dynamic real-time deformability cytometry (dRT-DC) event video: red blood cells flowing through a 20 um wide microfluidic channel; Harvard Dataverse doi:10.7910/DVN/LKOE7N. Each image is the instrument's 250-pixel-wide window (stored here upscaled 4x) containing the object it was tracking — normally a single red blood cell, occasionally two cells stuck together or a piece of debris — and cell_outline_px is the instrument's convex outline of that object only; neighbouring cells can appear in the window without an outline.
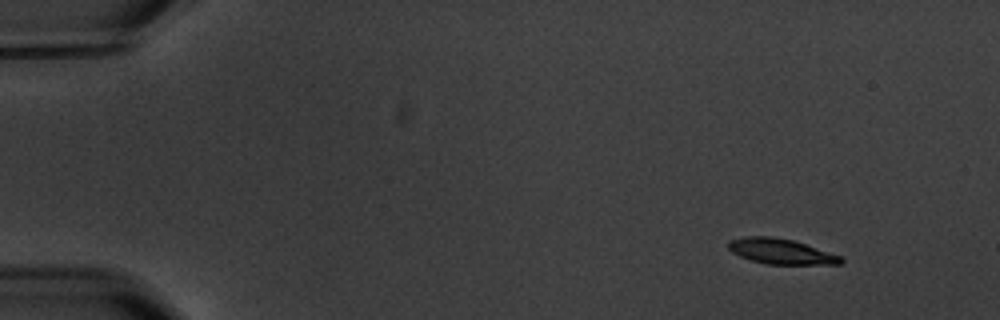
{"species": "common noctule bat (a hibernating species)", "species_latin": "Nyctalus noctula", "temperature_condition": "warm", "stored_images_in_passage": 14, "camera_frame_rate_fps": 3000, "um_per_image_px": 0.085, "animal": {"sex": "male", "body_mass_g": 20.1, "forearm_length_mm": 53.5}, "frame": {"image": 1, "passage_image": 1, "time_ms": 0.0, "image_size_px": [1000, 320], "cell_outline_px": [[844, 260], [840, 264], [768, 264], [752, 260], [740, 256], [732, 252], [728, 248], [728, 240], [744, 236], [772, 236], [792, 240], [840, 256]], "centroid_in_image_um": [66.32, 21.36], "position_along_channel_um": 18.7, "area_um2": 16.36}}
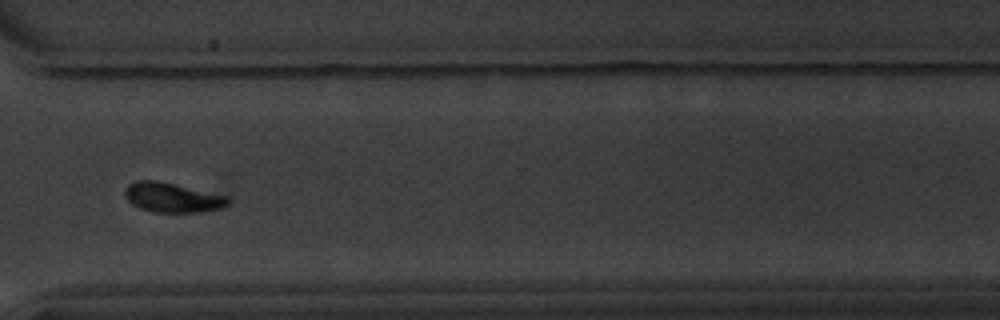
{"frame": {"image": 2, "passage_image": 11, "time_ms": 12.667, "image_size_px": [1000, 320], "cell_outline_px": [[232, 200], [228, 204], [220, 208], [196, 212], [152, 212], [140, 208], [132, 204], [124, 196], [124, 188], [128, 184], [136, 180], [156, 180], [228, 196]], "centroid_in_image_um": [14.61, 16.78], "position_along_channel_um": 356.0, "area_um2": 17.8}}
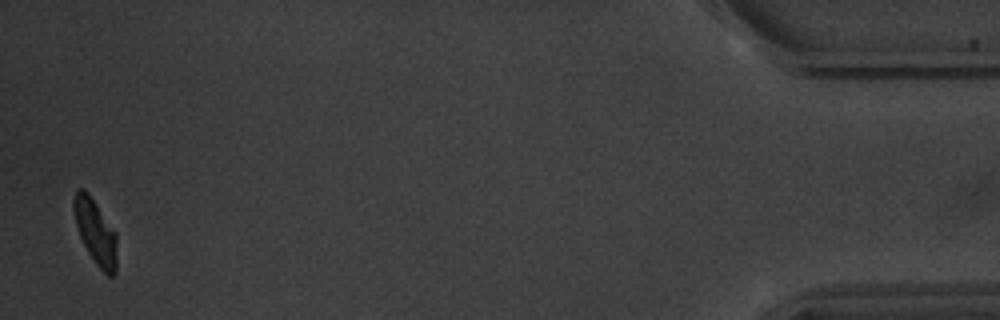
{"frame": {"image": 3, "passage_image": 14, "time_ms": 17.0, "image_size_px": [1000, 320], "cell_outline_px": [[116, 272], [112, 276], [108, 276], [96, 264], [88, 252], [80, 236], [76, 224], [72, 208], [72, 200], [76, 192], [80, 188], [84, 188], [88, 192], [116, 232]], "centroid_in_image_um": [8.1, 19.69], "position_along_channel_um": 427.1, "area_um2": 16.24}, "authors_computed_cell_mechanics": {"area_um2": 17.918, "velocity_mm_per_s": 3.5291, "shape_relaxation_time_tau1_ms": 2.1834, "shape_relaxation_time_tau2_ms": null, "deformation_change_tau1": 0.1066, "deformation_change_tau2": null}}